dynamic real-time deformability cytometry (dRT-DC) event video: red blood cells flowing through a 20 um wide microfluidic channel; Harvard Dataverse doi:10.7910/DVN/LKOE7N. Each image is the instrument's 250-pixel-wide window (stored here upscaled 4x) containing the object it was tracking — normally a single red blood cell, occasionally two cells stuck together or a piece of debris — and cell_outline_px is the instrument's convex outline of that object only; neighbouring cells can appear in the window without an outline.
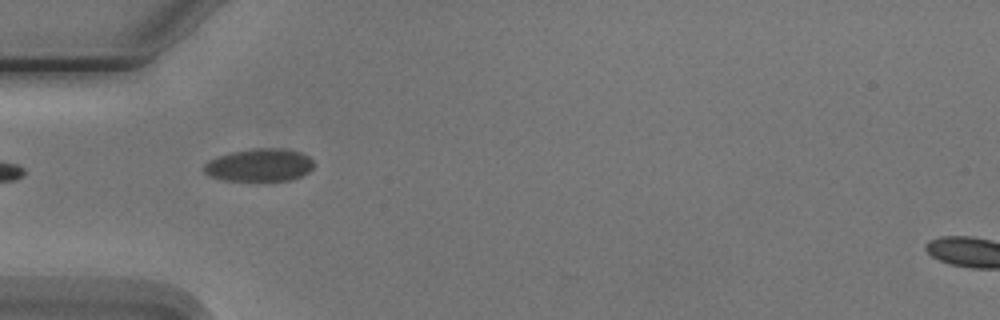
{"species": "Egyptian fruit bat (a non-hibernating species)", "species_latin": "Rousettus aegyptiacus", "temperature_condition": "cold", "stored_images_in_passage": 7, "camera_frame_rate_fps": 3000, "um_per_image_px": 0.085, "animal": {"sex": "male"}, "frame": {"image": 1, "passage_image": 3, "time_ms": 3.333, "image_size_px": [1000, 320], "cell_outline_px": [[312, 168], [308, 172], [292, 180], [224, 180], [208, 176], [204, 172], [204, 164], [208, 160], [232, 152], [260, 148], [284, 148], [300, 152], [308, 156], [312, 160]], "centroid_in_image_um": [22.04, 14.03], "position_along_channel_um": 63.0, "area_um2": 20.75}}
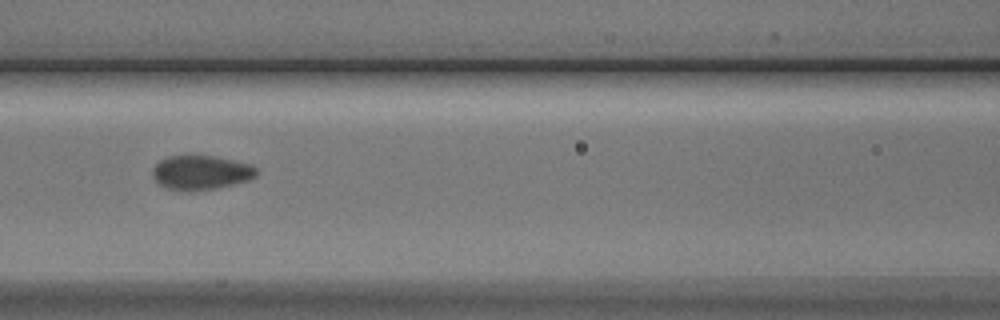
{"frame": {"image": 2, "passage_image": 5, "time_ms": 5.667, "image_size_px": [1000, 320], "cell_outline_px": [[256, 176], [248, 180], [216, 188], [164, 188], [152, 176], [152, 168], [160, 160], [168, 156], [212, 156], [252, 164], [256, 168]], "centroid_in_image_um": [17.08, 14.62], "position_along_channel_um": 149.5, "area_um2": 20.0}}
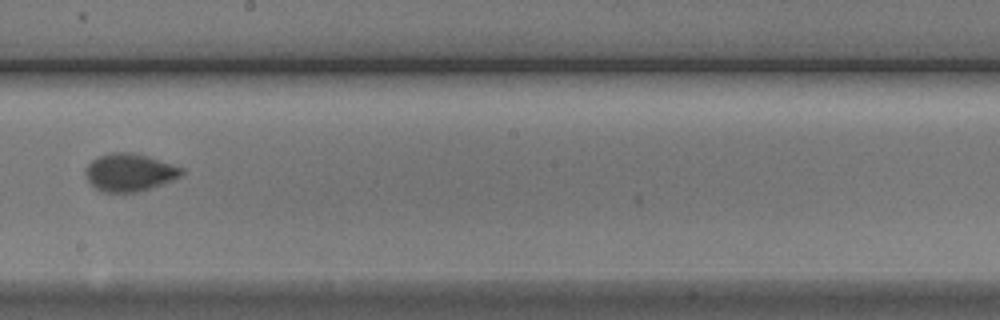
{"frame": {"image": 3, "passage_image": 7, "time_ms": 8.0, "image_size_px": [1000, 320], "cell_outline_px": [[184, 172], [180, 176], [140, 192], [104, 192], [96, 188], [88, 180], [84, 172], [88, 164], [96, 156], [112, 152], [132, 152], [148, 156], [184, 168]], "centroid_in_image_um": [10.99, 14.64], "position_along_channel_um": 237.2, "area_um2": 21.04}}